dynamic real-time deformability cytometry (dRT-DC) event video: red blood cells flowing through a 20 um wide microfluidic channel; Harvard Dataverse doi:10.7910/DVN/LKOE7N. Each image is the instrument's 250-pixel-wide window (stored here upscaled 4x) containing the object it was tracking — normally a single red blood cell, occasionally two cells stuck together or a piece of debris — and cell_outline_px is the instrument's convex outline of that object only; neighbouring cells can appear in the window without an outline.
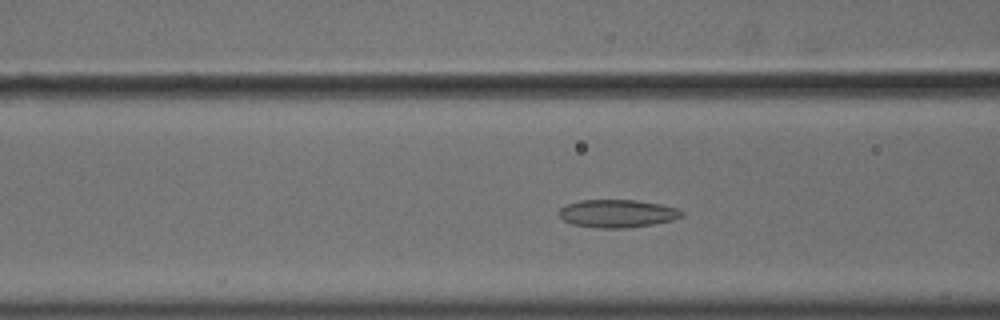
{"species": "common noctule bat (a hibernating species)", "species_latin": "Nyctalus noctula", "temperature_condition": "cold", "stored_images_in_passage": 50, "camera_frame_rate_fps": 3000, "um_per_image_px": 0.085, "animal": {"sex": "male", "body_mass_g": 18.8}, "frame": {"image": 1, "passage_image": 18, "time_ms": 5.667, "image_size_px": [1000, 320], "cell_outline_px": [[684, 216], [672, 220], [632, 228], [600, 228], [572, 224], [564, 220], [560, 216], [560, 208], [568, 204], [580, 200], [636, 200], [660, 204], [676, 208], [684, 212]], "centroid_in_image_um": [52.5, 18.15], "position_along_channel_um": 114.1, "area_um2": 19.88}}
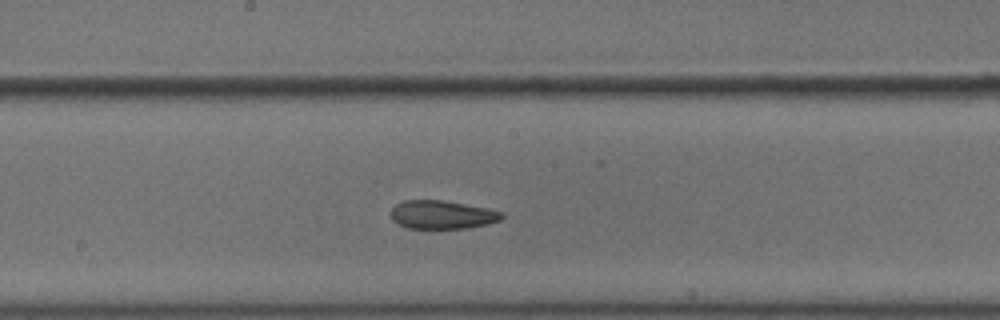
{"frame": {"image": 2, "passage_image": 26, "time_ms": 8.333, "image_size_px": [1000, 320], "cell_outline_px": [[504, 216], [500, 220], [488, 224], [464, 228], [408, 228], [392, 220], [392, 208], [396, 204], [404, 200], [444, 200], [488, 208], [504, 212]], "centroid_in_image_um": [37.61, 18.24], "position_along_channel_um": 210.6, "area_um2": 18.32}}
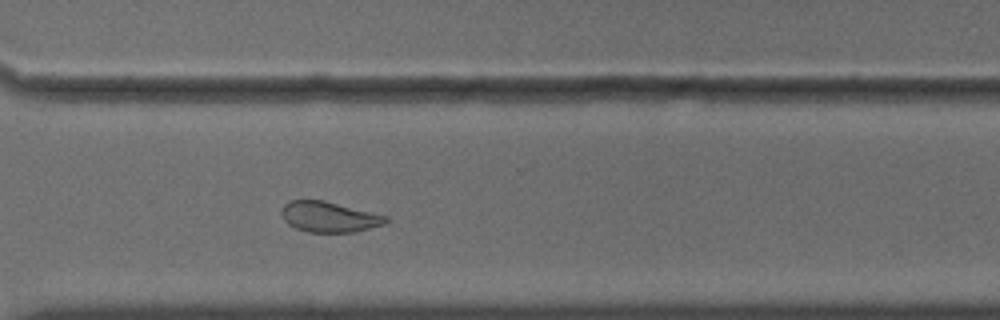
{"frame": {"image": 3, "passage_image": 37, "time_ms": 12.0, "image_size_px": [1000, 320], "cell_outline_px": [[388, 220], [384, 224], [356, 232], [308, 232], [296, 228], [288, 224], [284, 220], [280, 212], [280, 208], [288, 200], [324, 200], [388, 216]], "centroid_in_image_um": [27.94, 18.43], "position_along_channel_um": 342.7, "area_um2": 18.67}}